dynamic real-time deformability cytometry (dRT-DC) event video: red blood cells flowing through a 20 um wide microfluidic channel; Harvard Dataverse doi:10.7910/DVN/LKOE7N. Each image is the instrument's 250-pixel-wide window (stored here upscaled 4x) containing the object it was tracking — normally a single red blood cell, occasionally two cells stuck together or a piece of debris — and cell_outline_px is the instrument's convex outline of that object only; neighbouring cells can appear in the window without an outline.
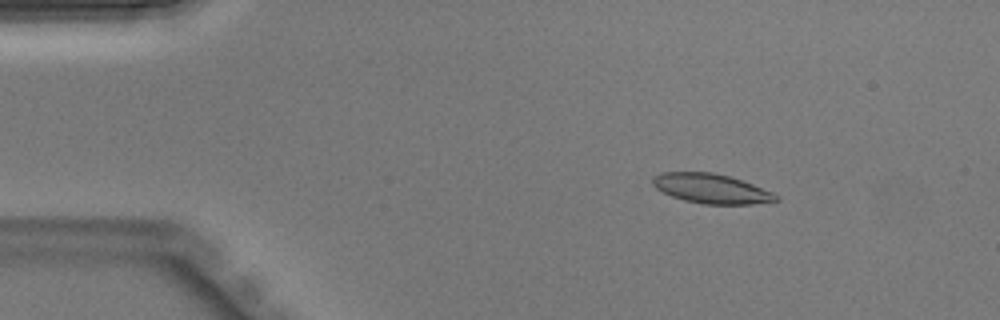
{"species": "Egyptian fruit bat (a non-hibernating species)", "species_latin": "Rousettus aegyptiacus", "temperature_condition": "warm", "stored_images_in_passage": 43, "camera_frame_rate_fps": 3000, "um_per_image_px": 0.085, "animal": {"sex": "male"}, "frame": {"image": 1, "passage_image": 6, "time_ms": 1.667, "image_size_px": [1000, 320], "cell_outline_px": [[780, 200], [752, 204], [704, 204], [684, 200], [672, 196], [656, 188], [652, 184], [652, 176], [660, 172], [712, 172], [728, 176], [752, 184], [772, 192], [780, 196]], "centroid_in_image_um": [60.44, 16.03], "position_along_channel_um": 24.6, "area_um2": 21.15}}
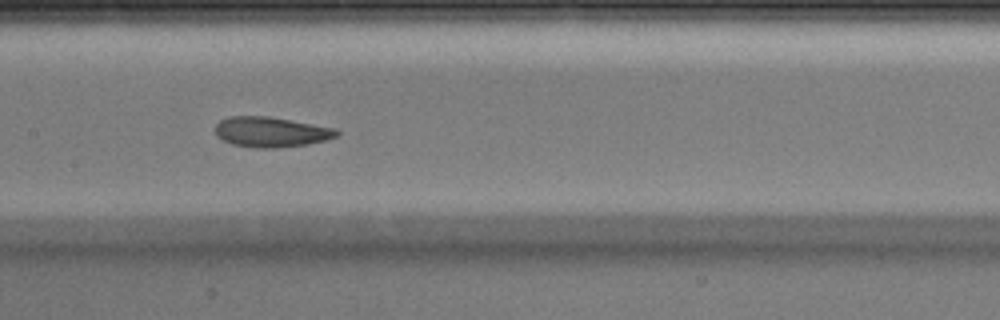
{"frame": {"image": 2, "passage_image": 21, "time_ms": 6.667, "image_size_px": [1000, 320], "cell_outline_px": [[340, 132], [336, 136], [324, 140], [308, 144], [276, 148], [256, 148], [232, 144], [216, 136], [216, 124], [220, 120], [232, 116], [268, 116], [336, 128]], "centroid_in_image_um": [23.03, 11.22], "position_along_channel_um": 184.4, "area_um2": 21.27}}
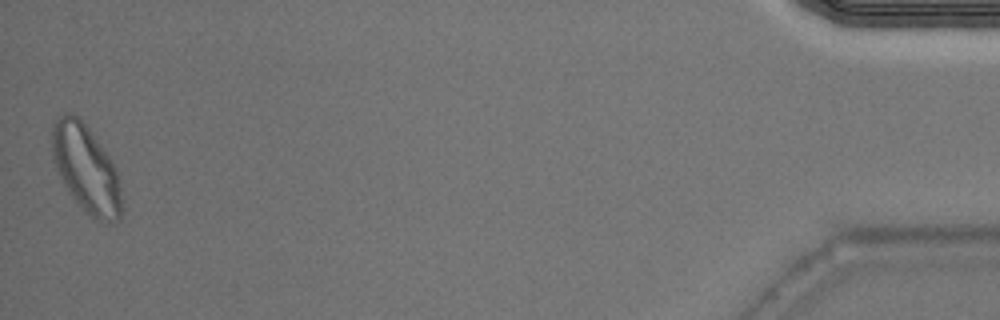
{"frame": {"image": 3, "passage_image": 43, "time_ms": 14.0, "image_size_px": [1000, 320], "cell_outline_px": [[120, 220], [96, 220], [76, 204], [68, 192], [52, 160], [52, 124], [56, 116], [68, 112], [76, 116], [88, 128], [108, 156], [116, 168], [120, 188]], "centroid_in_image_um": [7.26, 14.32], "position_along_channel_um": 427.9, "area_um2": 35.03}}